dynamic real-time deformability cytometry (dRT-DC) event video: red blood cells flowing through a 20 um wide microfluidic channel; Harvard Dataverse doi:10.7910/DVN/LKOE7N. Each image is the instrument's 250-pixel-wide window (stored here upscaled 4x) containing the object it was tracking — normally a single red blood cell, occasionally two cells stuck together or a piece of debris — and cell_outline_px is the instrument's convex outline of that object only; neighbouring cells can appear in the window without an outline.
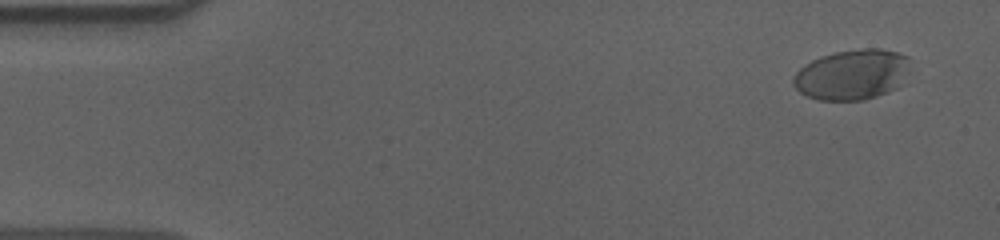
{"species": "human", "species_latin": "Homo sapiens", "temperature_condition": "cold", "stored_images_in_passage": 54, "camera_frame_rate_fps": 3000, "um_per_image_px": 0.085, "donor": {"sex": "male"}, "frame": {"image": 1, "passage_image": 1, "time_ms": 0.0, "image_size_px": [1000, 240], "cell_outline_px": [[908, 56], [904, 84], [888, 92], [864, 100], [820, 100], [808, 96], [800, 92], [792, 84], [792, 80], [796, 72], [804, 64], [820, 56], [836, 52], [860, 48], [880, 48], [896, 52]], "centroid_in_image_um": [72.41, 6.34], "position_along_channel_um": 12.6, "area_um2": 34.28}}
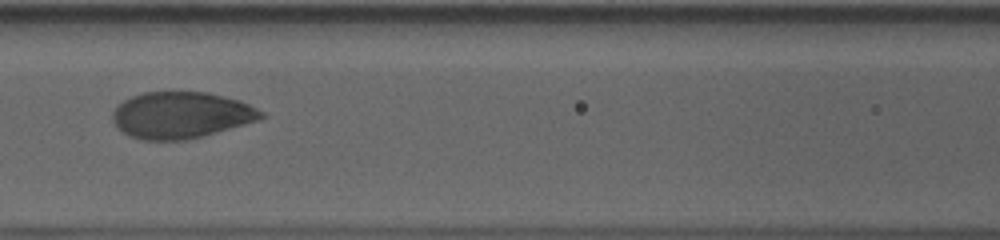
{"frame": {"image": 2, "passage_image": 23, "time_ms": 7.333, "image_size_px": [1000, 240], "cell_outline_px": [[264, 116], [256, 120], [244, 124], [200, 136], [184, 140], [140, 140], [116, 128], [112, 120], [112, 112], [124, 100], [132, 96], [144, 92], [208, 92], [240, 100], [264, 112]], "centroid_in_image_um": [15.35, 9.77], "position_along_channel_um": 151.2, "area_um2": 39.88}}
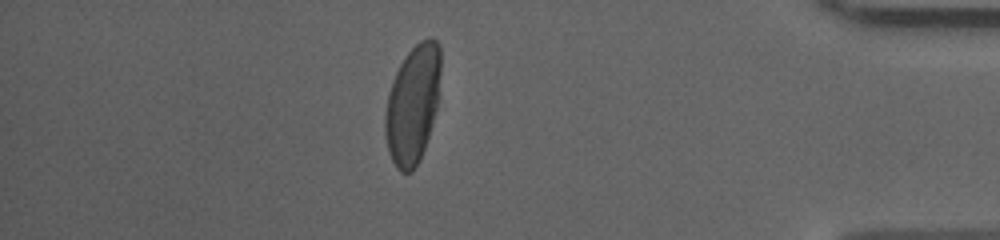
{"frame": {"image": 3, "passage_image": 47, "time_ms": 15.333, "image_size_px": [1000, 240], "cell_outline_px": [[440, 72], [436, 108], [432, 124], [420, 160], [412, 172], [400, 172], [396, 168], [388, 152], [384, 136], [384, 116], [388, 92], [392, 80], [404, 56], [420, 40], [428, 36], [432, 36], [440, 44]], "centroid_in_image_um": [35.06, 8.85], "position_along_channel_um": 400.1, "area_um2": 38.61}, "authors_computed_cell_mechanics": {"area_um2": 39.8242, "velocity_mm_per_s": 3.5997, "shape_relaxation_time_tau1_ms": 3.6465, "shape_relaxation_time_tau2_ms": null, "deformation_change_tau1": 0.1726, "deformation_change_tau2": null}}